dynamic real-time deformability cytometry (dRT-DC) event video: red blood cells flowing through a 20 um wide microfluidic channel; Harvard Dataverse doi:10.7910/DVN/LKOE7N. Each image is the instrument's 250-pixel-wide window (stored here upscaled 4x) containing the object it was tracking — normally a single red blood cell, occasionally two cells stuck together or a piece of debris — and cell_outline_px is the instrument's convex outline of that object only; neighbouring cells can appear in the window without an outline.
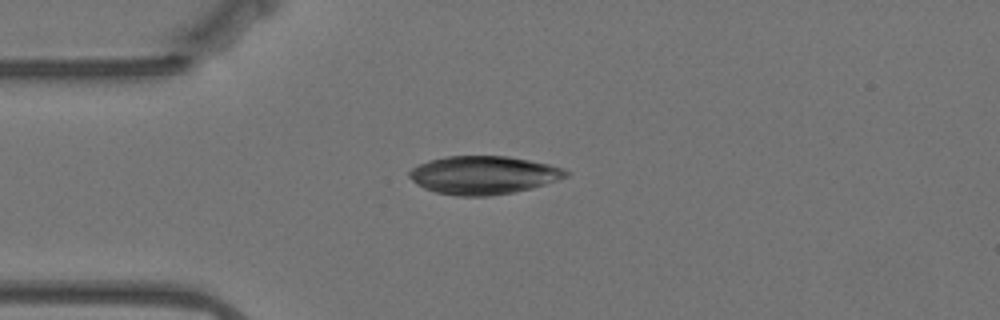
{"species": "Egyptian fruit bat (a non-hibernating species)", "species_latin": "Rousettus aegyptiacus", "temperature_condition": "warm", "stored_images_in_passage": 44, "camera_frame_rate_fps": 3000, "um_per_image_px": 0.085, "animal": {"sex": "female"}, "frame": {"image": 1, "passage_image": 1, "time_ms": 0.0, "image_size_px": [1000, 320], "cell_outline_px": [[568, 176], [544, 184], [512, 192], [488, 196], [456, 196], [436, 192], [424, 188], [416, 184], [408, 176], [408, 172], [412, 168], [428, 160], [448, 156], [508, 156], [548, 164], [564, 168], [568, 172]], "centroid_in_image_um": [41.05, 14.88], "position_along_channel_um": 44.0, "area_um2": 34.62}}
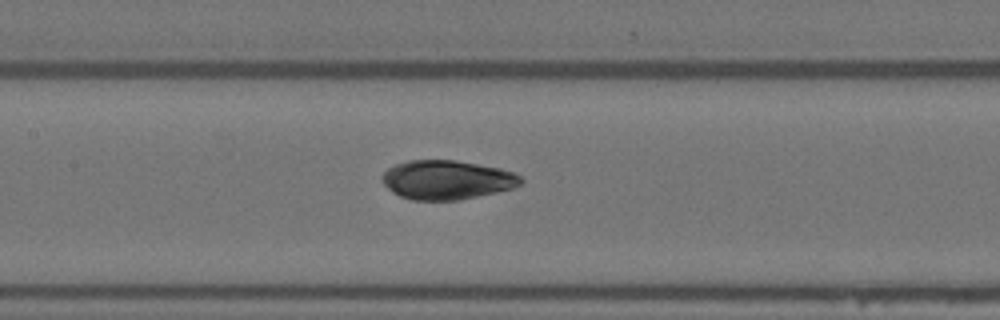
{"frame": {"image": 2, "passage_image": 13, "time_ms": 4.0, "image_size_px": [1000, 320], "cell_outline_px": [[524, 180], [520, 184], [512, 188], [496, 192], [460, 200], [412, 200], [400, 196], [392, 192], [380, 180], [380, 176], [388, 168], [396, 164], [408, 160], [456, 160], [500, 168], [512, 172], [520, 176]], "centroid_in_image_um": [37.95, 15.28], "position_along_channel_um": 169.4, "area_um2": 31.67}}
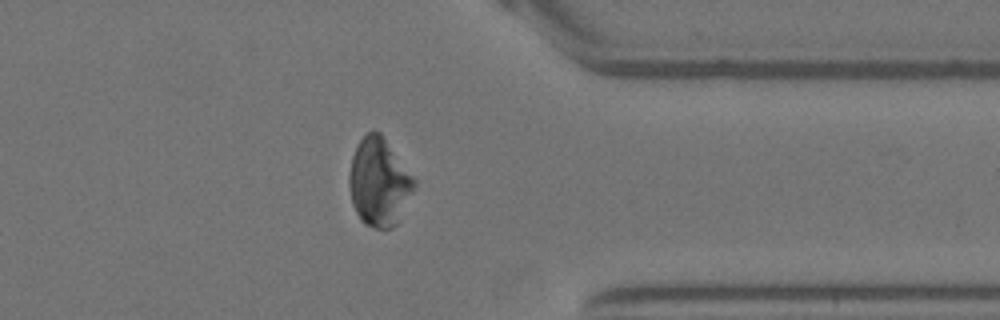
{"frame": {"image": 3, "passage_image": 32, "time_ms": 10.333, "image_size_px": [1000, 320], "cell_outline_px": [[416, 184], [396, 224], [392, 228], [372, 228], [364, 224], [360, 220], [352, 204], [348, 184], [348, 176], [352, 156], [356, 144], [372, 128], [380, 132], [416, 180]], "centroid_in_image_um": [32.18, 15.47], "position_along_channel_um": 379.2, "area_um2": 33.35}}